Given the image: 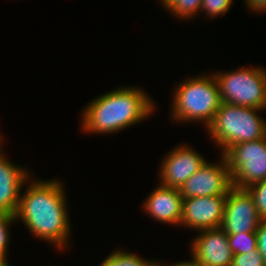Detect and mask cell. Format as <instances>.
Returning a JSON list of instances; mask_svg holds the SVG:
<instances>
[{
  "mask_svg": "<svg viewBox=\"0 0 266 266\" xmlns=\"http://www.w3.org/2000/svg\"><path fill=\"white\" fill-rule=\"evenodd\" d=\"M0 266H10L7 262V257H1L0 256Z\"/></svg>",
  "mask_w": 266,
  "mask_h": 266,
  "instance_id": "24",
  "label": "cell"
},
{
  "mask_svg": "<svg viewBox=\"0 0 266 266\" xmlns=\"http://www.w3.org/2000/svg\"><path fill=\"white\" fill-rule=\"evenodd\" d=\"M153 266H163V265L160 262H158V261H154L153 262ZM169 266H196V265L193 263V261L191 259L190 261H181V262H178V263H173V264H171Z\"/></svg>",
  "mask_w": 266,
  "mask_h": 266,
  "instance_id": "23",
  "label": "cell"
},
{
  "mask_svg": "<svg viewBox=\"0 0 266 266\" xmlns=\"http://www.w3.org/2000/svg\"><path fill=\"white\" fill-rule=\"evenodd\" d=\"M227 195L183 199L180 226L195 231L219 228L222 224Z\"/></svg>",
  "mask_w": 266,
  "mask_h": 266,
  "instance_id": "10",
  "label": "cell"
},
{
  "mask_svg": "<svg viewBox=\"0 0 266 266\" xmlns=\"http://www.w3.org/2000/svg\"><path fill=\"white\" fill-rule=\"evenodd\" d=\"M0 134H1V133H0ZM2 139H3V138H2V135H0V148L2 147V146H1V145H2V144H1V143H2Z\"/></svg>",
  "mask_w": 266,
  "mask_h": 266,
  "instance_id": "25",
  "label": "cell"
},
{
  "mask_svg": "<svg viewBox=\"0 0 266 266\" xmlns=\"http://www.w3.org/2000/svg\"><path fill=\"white\" fill-rule=\"evenodd\" d=\"M265 109L221 103L206 130L223 154L230 146L266 136V121L259 116ZM258 114V115H257Z\"/></svg>",
  "mask_w": 266,
  "mask_h": 266,
  "instance_id": "4",
  "label": "cell"
},
{
  "mask_svg": "<svg viewBox=\"0 0 266 266\" xmlns=\"http://www.w3.org/2000/svg\"><path fill=\"white\" fill-rule=\"evenodd\" d=\"M170 151L160 165V184L180 189L185 181L204 164L206 159L187 145H178Z\"/></svg>",
  "mask_w": 266,
  "mask_h": 266,
  "instance_id": "11",
  "label": "cell"
},
{
  "mask_svg": "<svg viewBox=\"0 0 266 266\" xmlns=\"http://www.w3.org/2000/svg\"><path fill=\"white\" fill-rule=\"evenodd\" d=\"M176 87L171 104L172 119L181 123L201 121L207 128L222 103L213 73L186 79Z\"/></svg>",
  "mask_w": 266,
  "mask_h": 266,
  "instance_id": "3",
  "label": "cell"
},
{
  "mask_svg": "<svg viewBox=\"0 0 266 266\" xmlns=\"http://www.w3.org/2000/svg\"><path fill=\"white\" fill-rule=\"evenodd\" d=\"M223 156L231 174L233 187L246 189L266 179V136L232 145Z\"/></svg>",
  "mask_w": 266,
  "mask_h": 266,
  "instance_id": "6",
  "label": "cell"
},
{
  "mask_svg": "<svg viewBox=\"0 0 266 266\" xmlns=\"http://www.w3.org/2000/svg\"><path fill=\"white\" fill-rule=\"evenodd\" d=\"M0 148V211L15 215L21 191L30 180V172L12 163ZM28 179V180H27Z\"/></svg>",
  "mask_w": 266,
  "mask_h": 266,
  "instance_id": "12",
  "label": "cell"
},
{
  "mask_svg": "<svg viewBox=\"0 0 266 266\" xmlns=\"http://www.w3.org/2000/svg\"><path fill=\"white\" fill-rule=\"evenodd\" d=\"M213 75L223 103L266 109V69L243 67Z\"/></svg>",
  "mask_w": 266,
  "mask_h": 266,
  "instance_id": "5",
  "label": "cell"
},
{
  "mask_svg": "<svg viewBox=\"0 0 266 266\" xmlns=\"http://www.w3.org/2000/svg\"><path fill=\"white\" fill-rule=\"evenodd\" d=\"M246 190L252 196L259 216L266 219V179L249 186Z\"/></svg>",
  "mask_w": 266,
  "mask_h": 266,
  "instance_id": "17",
  "label": "cell"
},
{
  "mask_svg": "<svg viewBox=\"0 0 266 266\" xmlns=\"http://www.w3.org/2000/svg\"><path fill=\"white\" fill-rule=\"evenodd\" d=\"M228 244L233 254H246L251 250L257 249V235L256 233H239L227 234Z\"/></svg>",
  "mask_w": 266,
  "mask_h": 266,
  "instance_id": "16",
  "label": "cell"
},
{
  "mask_svg": "<svg viewBox=\"0 0 266 266\" xmlns=\"http://www.w3.org/2000/svg\"><path fill=\"white\" fill-rule=\"evenodd\" d=\"M247 8L251 10V12L255 13H265L266 11V0H244Z\"/></svg>",
  "mask_w": 266,
  "mask_h": 266,
  "instance_id": "22",
  "label": "cell"
},
{
  "mask_svg": "<svg viewBox=\"0 0 266 266\" xmlns=\"http://www.w3.org/2000/svg\"><path fill=\"white\" fill-rule=\"evenodd\" d=\"M15 216L0 211V256L7 257L9 246V227L14 223Z\"/></svg>",
  "mask_w": 266,
  "mask_h": 266,
  "instance_id": "19",
  "label": "cell"
},
{
  "mask_svg": "<svg viewBox=\"0 0 266 266\" xmlns=\"http://www.w3.org/2000/svg\"><path fill=\"white\" fill-rule=\"evenodd\" d=\"M257 235V249L262 255L264 262L266 264V219H262L258 229L256 231Z\"/></svg>",
  "mask_w": 266,
  "mask_h": 266,
  "instance_id": "21",
  "label": "cell"
},
{
  "mask_svg": "<svg viewBox=\"0 0 266 266\" xmlns=\"http://www.w3.org/2000/svg\"><path fill=\"white\" fill-rule=\"evenodd\" d=\"M261 220L249 192L232 187L227 193L220 227L227 234L256 233Z\"/></svg>",
  "mask_w": 266,
  "mask_h": 266,
  "instance_id": "8",
  "label": "cell"
},
{
  "mask_svg": "<svg viewBox=\"0 0 266 266\" xmlns=\"http://www.w3.org/2000/svg\"><path fill=\"white\" fill-rule=\"evenodd\" d=\"M222 155V156H221ZM220 163L207 161L185 181L179 191L183 199L189 197H206L227 195L233 187L231 174L223 154Z\"/></svg>",
  "mask_w": 266,
  "mask_h": 266,
  "instance_id": "7",
  "label": "cell"
},
{
  "mask_svg": "<svg viewBox=\"0 0 266 266\" xmlns=\"http://www.w3.org/2000/svg\"><path fill=\"white\" fill-rule=\"evenodd\" d=\"M153 262L131 252H125L123 249H116L100 266H153Z\"/></svg>",
  "mask_w": 266,
  "mask_h": 266,
  "instance_id": "15",
  "label": "cell"
},
{
  "mask_svg": "<svg viewBox=\"0 0 266 266\" xmlns=\"http://www.w3.org/2000/svg\"><path fill=\"white\" fill-rule=\"evenodd\" d=\"M162 6L175 17L190 19L200 12L202 0H163Z\"/></svg>",
  "mask_w": 266,
  "mask_h": 266,
  "instance_id": "14",
  "label": "cell"
},
{
  "mask_svg": "<svg viewBox=\"0 0 266 266\" xmlns=\"http://www.w3.org/2000/svg\"><path fill=\"white\" fill-rule=\"evenodd\" d=\"M233 3V0H202L200 11H204L208 18L213 19L226 14Z\"/></svg>",
  "mask_w": 266,
  "mask_h": 266,
  "instance_id": "18",
  "label": "cell"
},
{
  "mask_svg": "<svg viewBox=\"0 0 266 266\" xmlns=\"http://www.w3.org/2000/svg\"><path fill=\"white\" fill-rule=\"evenodd\" d=\"M232 266H266L258 250H251L246 254H234Z\"/></svg>",
  "mask_w": 266,
  "mask_h": 266,
  "instance_id": "20",
  "label": "cell"
},
{
  "mask_svg": "<svg viewBox=\"0 0 266 266\" xmlns=\"http://www.w3.org/2000/svg\"><path fill=\"white\" fill-rule=\"evenodd\" d=\"M142 206L143 211L158 222L176 226L181 224L183 197L177 188L159 184Z\"/></svg>",
  "mask_w": 266,
  "mask_h": 266,
  "instance_id": "13",
  "label": "cell"
},
{
  "mask_svg": "<svg viewBox=\"0 0 266 266\" xmlns=\"http://www.w3.org/2000/svg\"><path fill=\"white\" fill-rule=\"evenodd\" d=\"M27 184L20 195L15 220H22L33 236L65 250L71 226L63 184L55 179Z\"/></svg>",
  "mask_w": 266,
  "mask_h": 266,
  "instance_id": "1",
  "label": "cell"
},
{
  "mask_svg": "<svg viewBox=\"0 0 266 266\" xmlns=\"http://www.w3.org/2000/svg\"><path fill=\"white\" fill-rule=\"evenodd\" d=\"M199 233L191 243L193 263L196 266H232L234 254L227 233L221 227Z\"/></svg>",
  "mask_w": 266,
  "mask_h": 266,
  "instance_id": "9",
  "label": "cell"
},
{
  "mask_svg": "<svg viewBox=\"0 0 266 266\" xmlns=\"http://www.w3.org/2000/svg\"><path fill=\"white\" fill-rule=\"evenodd\" d=\"M135 87L118 88L93 99L83 110L81 129L87 134L116 133L149 117L154 102Z\"/></svg>",
  "mask_w": 266,
  "mask_h": 266,
  "instance_id": "2",
  "label": "cell"
}]
</instances>
